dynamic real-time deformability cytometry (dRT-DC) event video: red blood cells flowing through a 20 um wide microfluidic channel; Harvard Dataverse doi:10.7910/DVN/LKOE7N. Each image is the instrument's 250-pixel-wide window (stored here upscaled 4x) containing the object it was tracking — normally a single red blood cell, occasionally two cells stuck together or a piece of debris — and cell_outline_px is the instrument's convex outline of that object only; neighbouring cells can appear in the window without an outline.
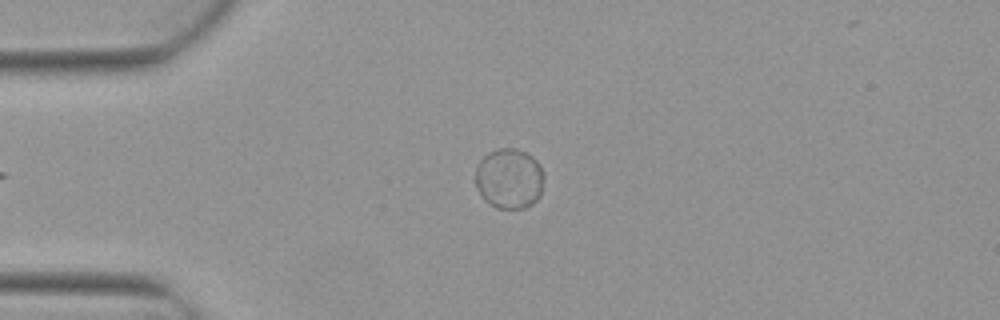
{"species": "Egyptian fruit bat (a non-hibernating species)", "species_latin": "Rousettus aegyptiacus", "temperature_condition": "warm", "stored_images_in_passage": 4, "segment_of_instrument_passage": [2, 2], "camera_frame_rate_fps": 3000, "um_per_image_px": 0.085, "animal": {"sex": "female"}, "frame": {"image": 1, "passage_image": 4, "time_ms": 1.0, "image_size_px": [1000, 320], "cell_outline_px": [[544, 180], [540, 196], [532, 204], [524, 208], [496, 208], [484, 200], [476, 188], [476, 164], [488, 152], [500, 148], [516, 148], [532, 156], [540, 164], [544, 172]], "centroid_in_image_um": [43.29, 15.17], "position_along_channel_um": 41.7, "area_um2": 24.39}}